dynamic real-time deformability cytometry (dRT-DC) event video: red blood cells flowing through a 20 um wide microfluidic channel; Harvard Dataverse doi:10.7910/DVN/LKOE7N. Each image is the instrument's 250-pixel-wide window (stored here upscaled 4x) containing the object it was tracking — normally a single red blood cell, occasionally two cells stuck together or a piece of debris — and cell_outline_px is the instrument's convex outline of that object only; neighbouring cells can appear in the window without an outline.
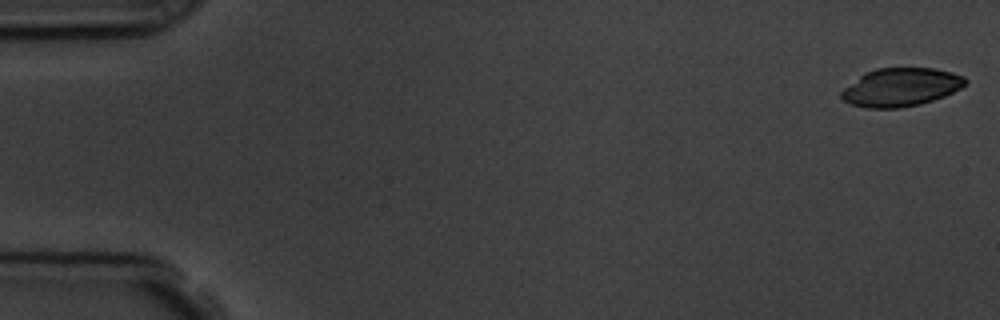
{"species": "common noctule bat (a hibernating species)", "species_latin": "Nyctalus noctula", "temperature_condition": "room temperature", "stored_images_in_passage": 7, "camera_frame_rate_fps": 3000, "um_per_image_px": 0.085, "animal": {"sex": "male", "body_mass_g": 19.5, "forearm_length_mm": 54.6}, "frame": {"image": 1, "passage_image": 1, "time_ms": 0.0, "image_size_px": [1000, 320], "cell_outline_px": [[968, 80], [960, 88], [944, 96], [920, 104], [900, 108], [868, 108], [852, 104], [844, 100], [840, 96], [840, 92], [844, 88], [864, 72], [876, 68], [932, 68], [952, 72], [964, 76]], "centroid_in_image_um": [76.56, 7.41], "position_along_channel_um": 8.4, "area_um2": 27.57}}